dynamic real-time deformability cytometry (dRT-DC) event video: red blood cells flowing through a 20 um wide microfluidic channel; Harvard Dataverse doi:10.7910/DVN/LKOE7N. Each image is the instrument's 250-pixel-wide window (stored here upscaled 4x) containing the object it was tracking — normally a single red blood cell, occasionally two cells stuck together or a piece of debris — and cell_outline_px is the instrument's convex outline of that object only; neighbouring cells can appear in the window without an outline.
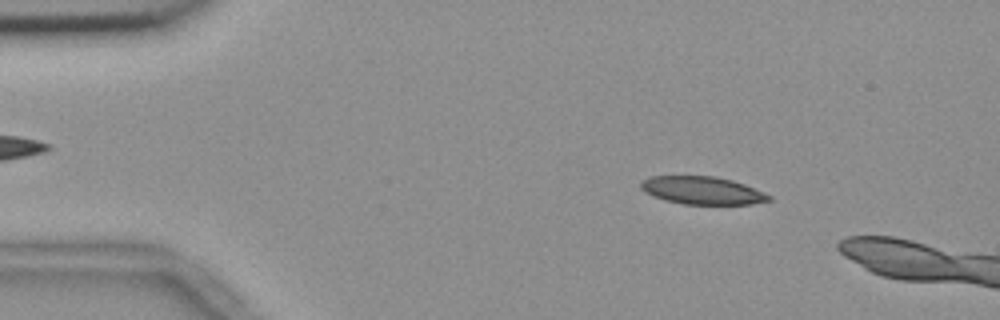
{"species": "common noctule bat (a hibernating species)", "species_latin": "Nyctalus noctula", "temperature_condition": "room temperature", "stored_images_in_passage": 4, "camera_frame_rate_fps": 3000, "um_per_image_px": 0.085, "animal": {"sex": "female", "body_mass_g": 18.4}, "frame": {"image": 1, "passage_image": 2, "time_ms": 0.333, "image_size_px": [1000, 320], "cell_outline_px": [[772, 200], [752, 204], [684, 204], [664, 200], [652, 196], [644, 192], [640, 188], [640, 180], [648, 176], [716, 176], [732, 180], [744, 184], [772, 196]], "centroid_in_image_um": [59.65, 16.18], "position_along_channel_um": 25.4, "area_um2": 20.92}}